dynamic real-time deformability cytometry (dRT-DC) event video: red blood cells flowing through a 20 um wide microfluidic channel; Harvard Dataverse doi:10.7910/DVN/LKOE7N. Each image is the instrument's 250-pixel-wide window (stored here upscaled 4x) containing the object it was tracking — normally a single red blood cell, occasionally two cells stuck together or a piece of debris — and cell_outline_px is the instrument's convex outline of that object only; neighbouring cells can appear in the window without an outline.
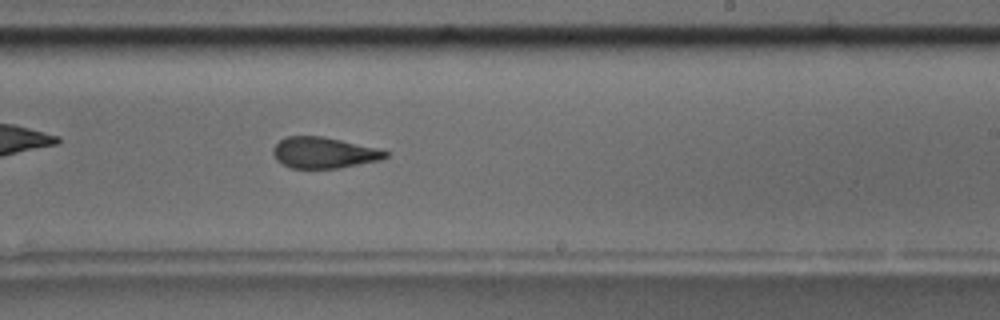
{"species": "common noctule bat (a hibernating species)", "species_latin": "Nyctalus noctula", "temperature_condition": "room temperature", "stored_images_in_passage": 50, "camera_frame_rate_fps": 3000, "um_per_image_px": 0.085, "animal": {"sex": "male", "body_mass_g": 17.5, "forearm_length_mm": 52.3}, "frame": {"image": 1, "passage_image": 29, "time_ms": 9.333, "image_size_px": [1000, 320], "cell_outline_px": [[388, 156], [380, 160], [340, 168], [292, 168], [276, 160], [272, 152], [272, 148], [284, 136], [324, 136], [388, 152]], "centroid_in_image_um": [27.46, 12.98], "position_along_channel_um": 261.5, "area_um2": 20.06}, "authors_computed_cell_mechanics": {"area_um2": 21.1837, "velocity_mm_per_s": 3.7315, "shape_relaxation_time_tau1_ms": null, "shape_relaxation_time_tau2_ms": 2.323, "deformation_change_tau1": null, "deformation_change_tau2": 0.1109}}